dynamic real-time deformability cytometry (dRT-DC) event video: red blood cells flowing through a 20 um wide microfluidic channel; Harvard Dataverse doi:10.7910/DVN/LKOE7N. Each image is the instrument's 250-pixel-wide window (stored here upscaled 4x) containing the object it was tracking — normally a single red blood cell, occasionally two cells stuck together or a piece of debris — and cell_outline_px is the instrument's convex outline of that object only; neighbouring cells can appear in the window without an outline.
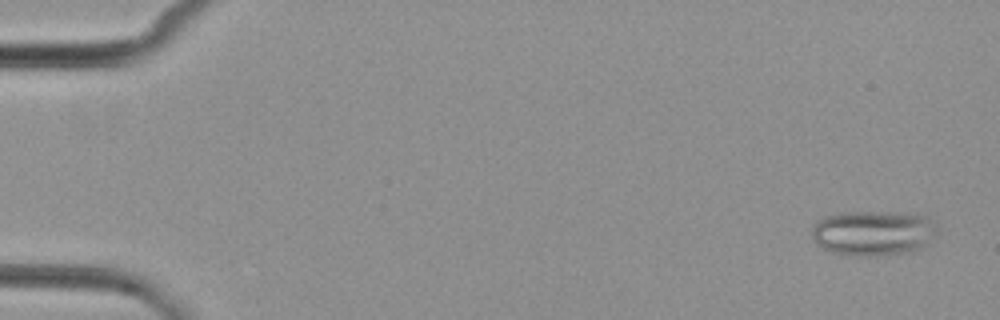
{"species": "common noctule bat (a hibernating species)", "species_latin": "Nyctalus noctula", "temperature_condition": "cold", "stored_images_in_passage": 6, "camera_frame_rate_fps": 3000, "um_per_image_px": 0.085, "animal": {"sex": "female", "body_mass_g": 29.2, "forearm_length_mm": 56.3}, "frame": {"image": 1, "passage_image": 1, "time_ms": 0.0, "image_size_px": [1000, 320], "cell_outline_px": [[936, 236], [920, 248], [908, 252], [880, 256], [856, 256], [832, 252], [816, 244], [812, 236], [812, 224], [816, 220], [828, 216], [848, 212], [888, 212], [928, 216], [936, 224]], "centroid_in_image_um": [74.22, 19.81], "position_along_channel_um": 10.8, "area_um2": 33.0}}